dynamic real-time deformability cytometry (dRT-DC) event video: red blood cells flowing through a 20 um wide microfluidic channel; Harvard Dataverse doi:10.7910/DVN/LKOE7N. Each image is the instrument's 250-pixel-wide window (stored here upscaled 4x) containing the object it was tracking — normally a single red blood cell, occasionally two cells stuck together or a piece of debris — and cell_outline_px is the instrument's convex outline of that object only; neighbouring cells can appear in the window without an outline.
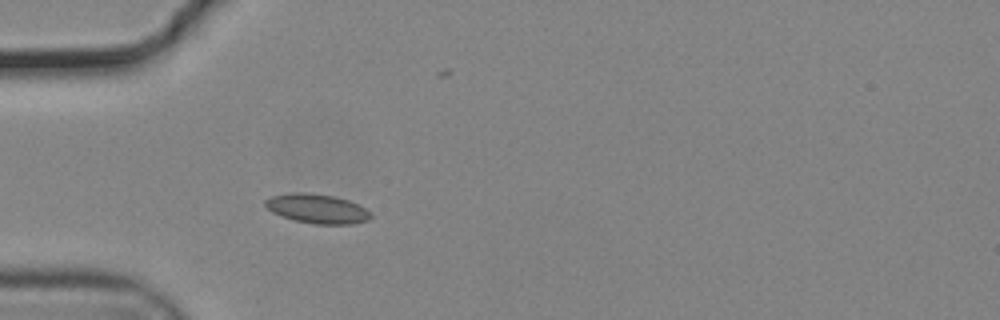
{"species": "common noctule bat (a hibernating species)", "species_latin": "Nyctalus noctula", "temperature_condition": "cold", "stored_images_in_passage": 17, "camera_frame_rate_fps": 3000, "um_per_image_px": 0.085, "animal": {"sex": "male", "body_mass_g": 19.2, "forearm_length_mm": 51.8}, "frame": {"image": 1, "passage_image": 6, "time_ms": 1.667, "image_size_px": [1000, 320], "cell_outline_px": [[372, 216], [368, 220], [352, 224], [316, 224], [296, 220], [280, 216], [272, 212], [264, 204], [264, 200], [272, 196], [292, 192], [304, 192], [332, 196], [348, 200], [372, 212]], "centroid_in_image_um": [26.95, 17.74], "position_along_channel_um": 58.1, "area_um2": 17.92}}
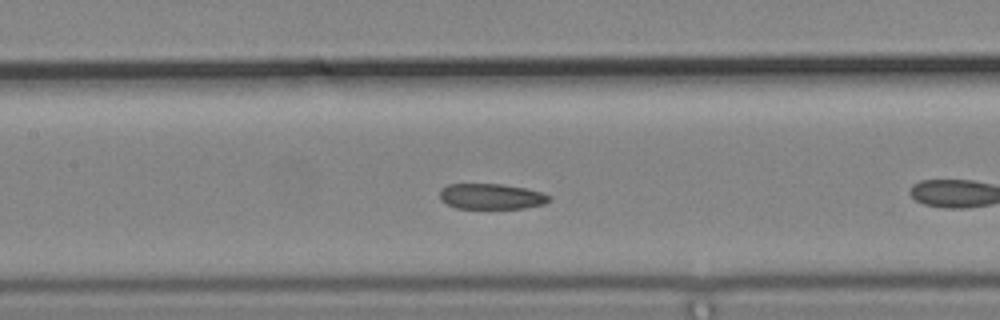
{"frame": {"image": 2, "passage_image": 12, "time_ms": 3.667, "image_size_px": [1000, 320], "cell_outline_px": [[552, 200], [544, 204], [524, 208], [456, 208], [440, 200], [440, 188], [448, 184], [504, 184], [524, 188], [540, 192], [552, 196]], "centroid_in_image_um": [41.77, 16.69], "position_along_channel_um": 165.6, "area_um2": 16.36}}
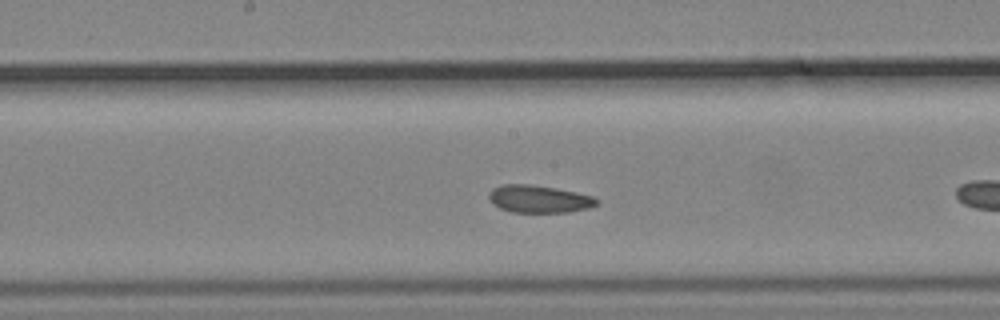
{"frame": {"image": 3, "passage_image": 15, "time_ms": 4.667, "image_size_px": [1000, 320], "cell_outline_px": [[600, 200], [596, 204], [588, 208], [568, 212], [512, 212], [500, 208], [492, 204], [488, 196], [488, 192], [492, 188], [500, 184], [532, 184], [556, 188], [576, 192], [592, 196]], "centroid_in_image_um": [45.77, 16.9], "position_along_channel_um": 202.4, "area_um2": 17.4}}